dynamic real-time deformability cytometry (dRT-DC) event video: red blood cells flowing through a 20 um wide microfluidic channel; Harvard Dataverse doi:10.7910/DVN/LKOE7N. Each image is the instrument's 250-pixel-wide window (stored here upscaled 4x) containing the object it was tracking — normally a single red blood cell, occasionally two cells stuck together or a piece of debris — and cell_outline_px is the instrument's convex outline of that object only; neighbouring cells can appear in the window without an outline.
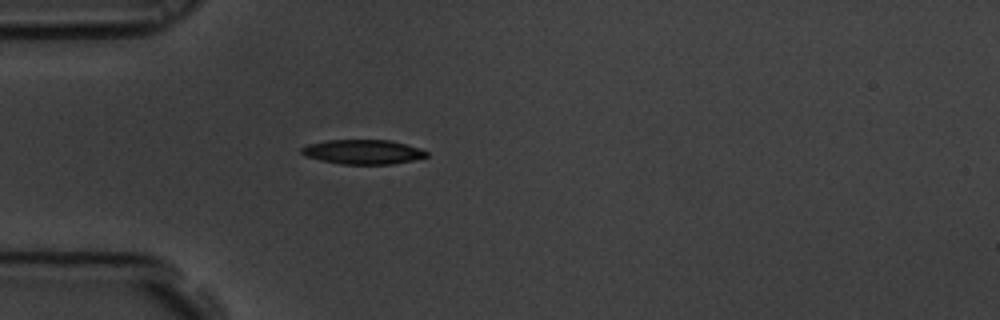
{"species": "common noctule bat (a hibernating species)", "species_latin": "Nyctalus noctula", "temperature_condition": "room temperature", "stored_images_in_passage": 1, "camera_frame_rate_fps": 3000, "um_per_image_px": 0.085, "animal": {"sex": "male", "body_mass_g": 19.5, "forearm_length_mm": 54.6}, "frame": {"image": 1, "passage_image": 1, "time_ms": 0.0, "image_size_px": [1000, 320], "cell_outline_px": [[428, 156], [412, 160], [392, 164], [340, 164], [320, 160], [304, 156], [300, 152], [300, 148], [308, 144], [328, 140], [388, 140], [420, 148], [428, 152]], "centroid_in_image_um": [30.81, 12.91], "position_along_channel_um": 54.2, "area_um2": 17.8}}